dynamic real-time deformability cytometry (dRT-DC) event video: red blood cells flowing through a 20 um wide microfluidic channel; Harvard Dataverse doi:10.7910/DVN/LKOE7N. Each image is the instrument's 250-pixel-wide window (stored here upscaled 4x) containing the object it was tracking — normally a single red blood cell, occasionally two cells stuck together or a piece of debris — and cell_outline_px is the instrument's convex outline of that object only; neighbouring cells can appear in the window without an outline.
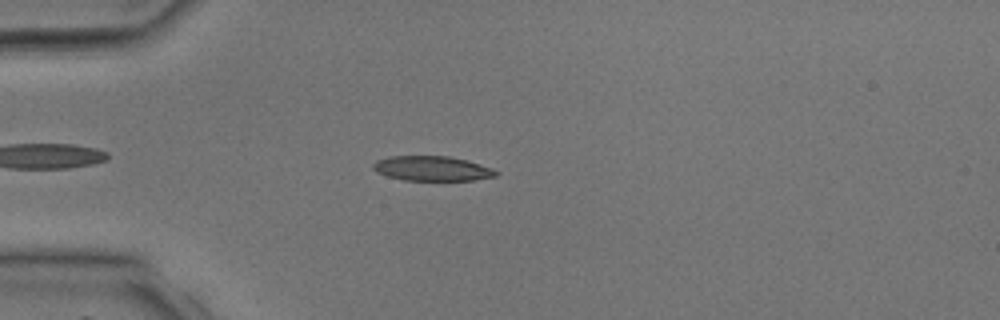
{"species": "common noctule bat (a hibernating species)", "species_latin": "Nyctalus noctula", "temperature_condition": "room temperature", "stored_images_in_passage": 34, "camera_frame_rate_fps": 3000, "um_per_image_px": 0.085, "animal": {"sex": "male", "body_mass_g": 17.9, "forearm_length_mm": 54.2}, "frame": {"image": 1, "passage_image": 6, "time_ms": 1.667, "image_size_px": [1000, 320], "cell_outline_px": [[500, 172], [496, 176], [472, 180], [404, 180], [388, 176], [376, 172], [372, 168], [372, 164], [376, 160], [388, 156], [448, 156], [468, 160], [492, 168]], "centroid_in_image_um": [36.72, 14.31], "position_along_channel_um": 48.3, "area_um2": 17.8}}
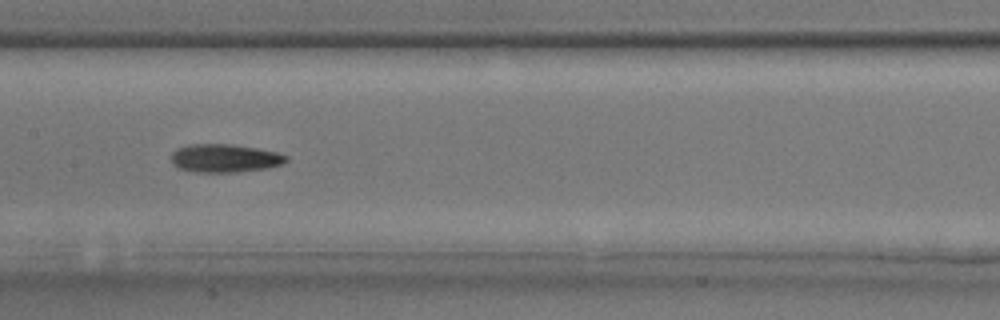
{"frame": {"image": 2, "passage_image": 15, "time_ms": 4.667, "image_size_px": [1000, 320], "cell_outline_px": [[288, 160], [284, 164], [268, 168], [236, 172], [196, 172], [180, 168], [172, 164], [172, 152], [176, 148], [188, 144], [232, 144], [256, 148], [276, 152], [288, 156]], "centroid_in_image_um": [19.11, 13.44], "position_along_channel_um": 188.3, "area_um2": 19.02}}
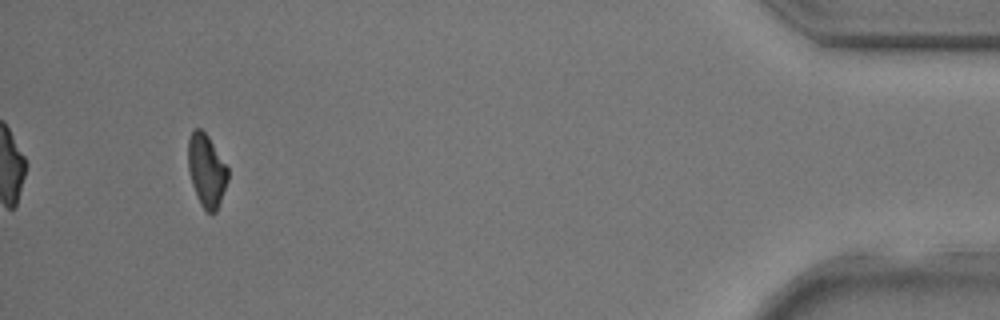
{"frame": {"image": 3, "passage_image": 32, "time_ms": 10.333, "image_size_px": [1000, 320], "cell_outline_px": [[228, 180], [216, 212], [208, 212], [200, 204], [192, 184], [188, 172], [188, 140], [192, 132], [196, 128], [200, 128], [208, 136], [228, 168]], "centroid_in_image_um": [17.54, 14.49], "position_along_channel_um": 417.7, "area_um2": 16.65}}